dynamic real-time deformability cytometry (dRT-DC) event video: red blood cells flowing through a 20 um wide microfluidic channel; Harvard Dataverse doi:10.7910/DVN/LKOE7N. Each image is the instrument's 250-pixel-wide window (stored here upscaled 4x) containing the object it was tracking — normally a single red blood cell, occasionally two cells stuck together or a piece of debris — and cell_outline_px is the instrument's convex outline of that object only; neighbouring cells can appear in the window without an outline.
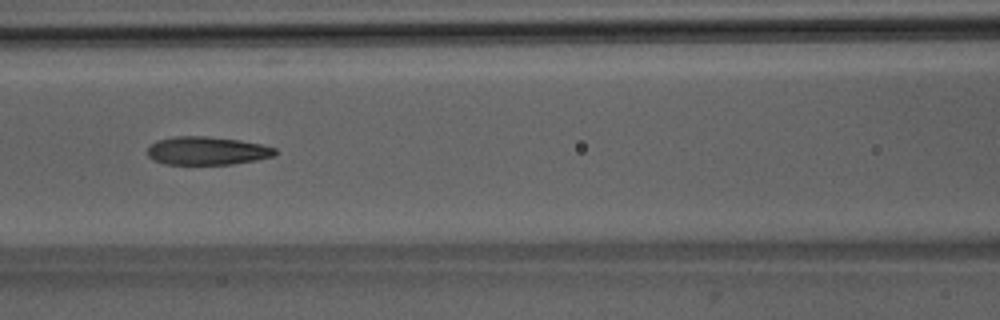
{"species": "Egyptian fruit bat (a non-hibernating species)", "species_latin": "Rousettus aegyptiacus", "temperature_condition": "room temperature", "stored_images_in_passage": 39, "camera_frame_rate_fps": 3000, "um_per_image_px": 0.085, "animal": {"sex": "male"}, "frame": {"image": 1, "passage_image": 22, "time_ms": 7.0, "image_size_px": [1000, 320], "cell_outline_px": [[280, 152], [272, 156], [256, 160], [232, 164], [164, 164], [152, 160], [148, 156], [148, 148], [156, 140], [172, 136], [204, 136], [240, 140], [260, 144], [276, 148]], "centroid_in_image_um": [17.59, 12.81], "position_along_channel_um": 149.0, "area_um2": 21.1}, "authors_computed_cell_mechanics": {"area_um2": 21.6172, "velocity_mm_per_s": 4.0034, "shape_relaxation_time_tau1_ms": 7.0046, "shape_relaxation_time_tau2_ms": 1.7262, "deformation_change_tau1": 0.2285, "deformation_change_tau2": 0.1057}}